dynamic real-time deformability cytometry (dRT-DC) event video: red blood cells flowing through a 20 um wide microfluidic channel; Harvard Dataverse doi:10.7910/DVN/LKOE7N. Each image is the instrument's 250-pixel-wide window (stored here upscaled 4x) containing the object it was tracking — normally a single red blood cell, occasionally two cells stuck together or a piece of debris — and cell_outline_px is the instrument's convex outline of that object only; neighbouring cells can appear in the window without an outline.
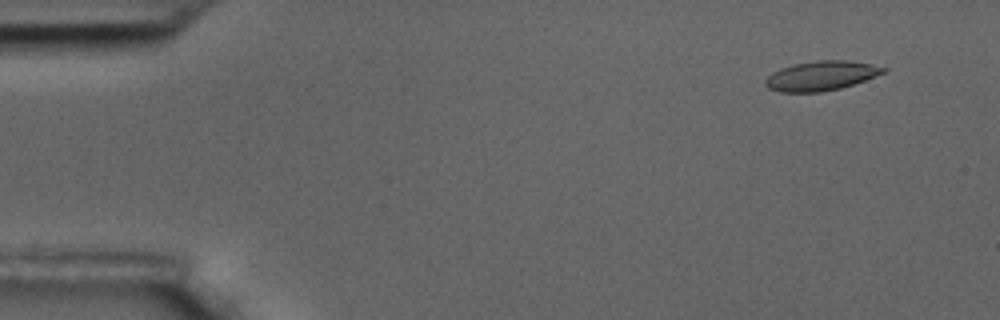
{"species": "common noctule bat (a hibernating species)", "species_latin": "Nyctalus noctula", "temperature_condition": "room temperature", "stored_images_in_passage": 6, "segment_of_instrument_passage": [1, 2], "camera_frame_rate_fps": 3000, "um_per_image_px": 0.085, "animal": {"sex": "male", "body_mass_g": 17.5, "forearm_length_mm": 52.3}, "frame": {"image": 1, "passage_image": 2, "time_ms": 0.333, "image_size_px": [1000, 320], "cell_outline_px": [[888, 72], [840, 88], [820, 92], [780, 92], [768, 88], [764, 84], [764, 80], [772, 72], [780, 68], [792, 64], [820, 60], [848, 60], [888, 68]], "centroid_in_image_um": [69.77, 6.44], "position_along_channel_um": 15.2, "area_um2": 20.29}}
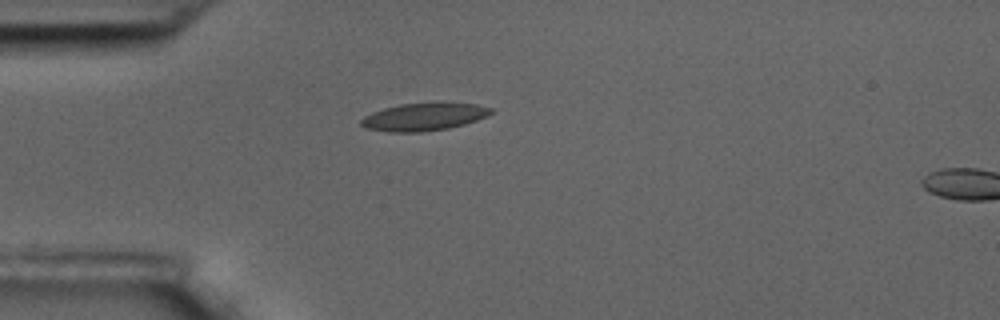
{"frame": {"image": 2, "passage_image": 5, "time_ms": 1.333, "image_size_px": [1000, 320], "cell_outline_px": [[492, 112], [488, 116], [464, 124], [448, 128], [420, 132], [388, 132], [364, 128], [360, 124], [360, 120], [364, 116], [372, 112], [384, 108], [400, 104], [436, 100], [444, 100], [476, 104], [492, 108]], "centroid_in_image_um": [36.05, 9.89], "position_along_channel_um": 49.0, "area_um2": 21.73}}